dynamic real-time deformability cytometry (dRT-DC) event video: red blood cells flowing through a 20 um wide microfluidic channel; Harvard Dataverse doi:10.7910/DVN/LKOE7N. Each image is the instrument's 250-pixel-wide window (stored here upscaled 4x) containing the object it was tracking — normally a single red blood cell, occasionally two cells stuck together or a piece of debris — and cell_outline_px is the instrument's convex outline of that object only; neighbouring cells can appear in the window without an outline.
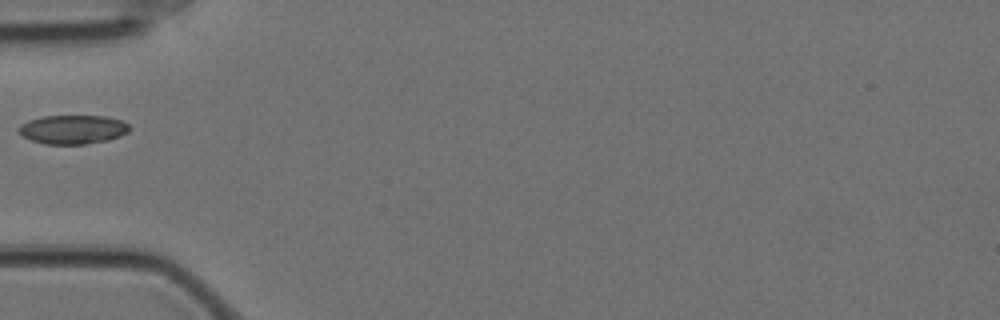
{"species": "Egyptian fruit bat (a non-hibernating species)", "species_latin": "Rousettus aegyptiacus", "temperature_condition": "cold", "stored_images_in_passage": 13, "camera_frame_rate_fps": 3000, "um_per_image_px": 0.085, "animal": {"sex": "female"}, "frame": {"image": 1, "passage_image": 1, "time_ms": 0.0, "image_size_px": [1000, 320], "cell_outline_px": [[132, 128], [128, 132], [120, 136], [108, 140], [84, 144], [44, 144], [32, 140], [16, 132], [16, 128], [20, 124], [28, 120], [44, 116], [104, 116], [124, 120]], "centroid_in_image_um": [6.19, 11.0], "position_along_channel_um": 78.8, "area_um2": 18.9}}